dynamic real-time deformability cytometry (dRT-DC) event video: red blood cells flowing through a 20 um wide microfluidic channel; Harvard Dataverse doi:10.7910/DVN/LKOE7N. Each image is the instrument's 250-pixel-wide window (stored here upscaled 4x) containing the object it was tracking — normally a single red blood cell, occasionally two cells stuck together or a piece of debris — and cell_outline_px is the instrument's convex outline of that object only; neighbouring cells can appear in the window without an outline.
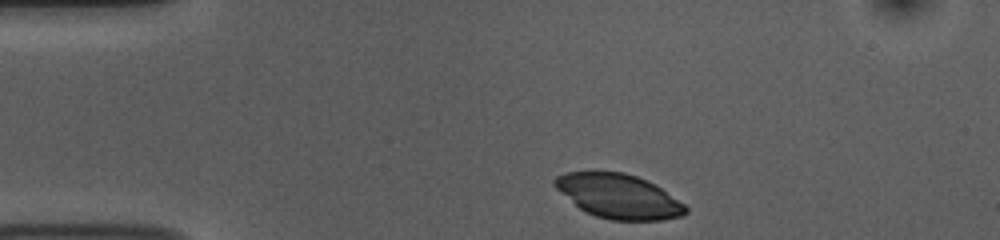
{"species": "common noctule bat (a hibernating species)", "species_latin": "Nyctalus noctula", "temperature_condition": "room temperature", "stored_images_in_passage": 37, "camera_frame_rate_fps": 3000, "um_per_image_px": 0.085, "animal": {"sex": "female", "body_mass_g": 10.0, "forearm_length_mm": 53.1}, "frame": {"image": 1, "passage_image": 1, "time_ms": 0.0, "image_size_px": [1000, 240], "cell_outline_px": [[688, 212], [680, 216], [660, 220], [612, 220], [596, 216], [584, 212], [556, 188], [552, 184], [552, 180], [556, 176], [564, 172], [624, 172], [648, 180], [656, 184], [684, 204], [688, 208]], "centroid_in_image_um": [52.57, 16.67], "position_along_channel_um": 32.4, "area_um2": 33.76}}